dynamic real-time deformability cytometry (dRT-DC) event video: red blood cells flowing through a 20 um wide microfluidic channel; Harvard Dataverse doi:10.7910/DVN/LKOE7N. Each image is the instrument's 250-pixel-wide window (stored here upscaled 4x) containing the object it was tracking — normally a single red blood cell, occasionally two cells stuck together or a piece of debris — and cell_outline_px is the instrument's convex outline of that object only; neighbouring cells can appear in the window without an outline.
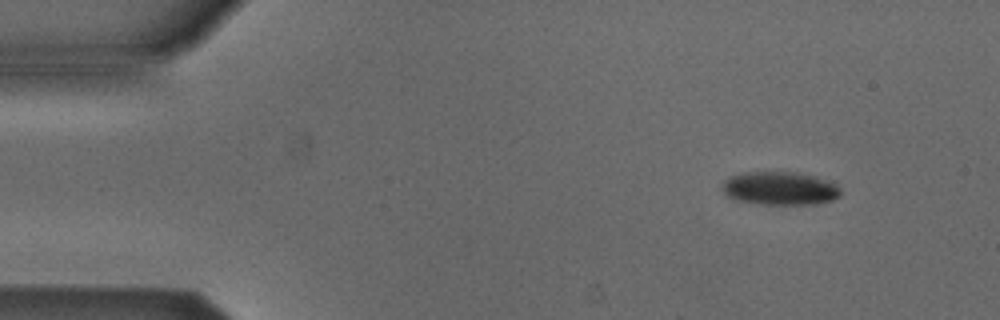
{"species": "Egyptian fruit bat (a non-hibernating species)", "species_latin": "Rousettus aegyptiacus", "temperature_condition": "cold", "stored_images_in_passage": 4, "camera_frame_rate_fps": 3000, "um_per_image_px": 0.085, "animal": {"sex": "male"}, "frame": {"image": 1, "passage_image": 1, "time_ms": 0.0, "image_size_px": [1000, 320], "cell_outline_px": [[840, 196], [832, 200], [816, 204], [756, 204], [736, 200], [724, 196], [724, 180], [732, 176], [744, 172], [792, 172], [824, 180], [836, 184], [840, 188]], "centroid_in_image_um": [66.26, 16.03], "position_along_channel_um": 18.7, "area_um2": 22.72}}